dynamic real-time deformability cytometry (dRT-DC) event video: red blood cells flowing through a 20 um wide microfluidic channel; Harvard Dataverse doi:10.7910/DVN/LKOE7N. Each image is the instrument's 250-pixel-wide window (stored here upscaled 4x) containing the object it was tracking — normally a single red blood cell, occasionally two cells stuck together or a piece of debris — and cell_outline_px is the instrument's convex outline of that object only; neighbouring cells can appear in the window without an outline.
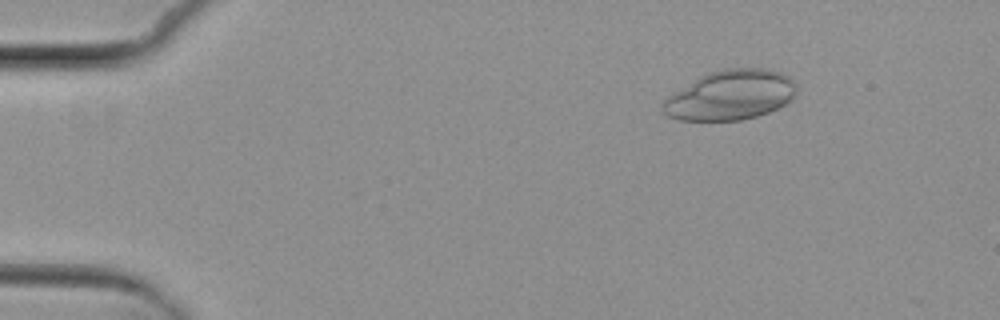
{"species": "common noctule bat (a hibernating species)", "species_latin": "Nyctalus noctula", "temperature_condition": "cold", "stored_images_in_passage": 6, "camera_frame_rate_fps": 3000, "um_per_image_px": 0.085, "animal": {"sex": "female", "body_mass_g": 29.2, "forearm_length_mm": 56.3}, "frame": {"image": 1, "passage_image": 3, "time_ms": 2.333, "image_size_px": [1000, 320], "cell_outline_px": [[796, 92], [784, 104], [768, 112], [756, 116], [740, 120], [676, 120], [668, 116], [660, 108], [660, 104], [668, 96], [700, 76], [708, 72], [724, 68], [768, 68], [780, 72], [788, 76], [796, 84]], "centroid_in_image_um": [62.05, 8.08], "position_along_channel_um": 22.9, "area_um2": 38.67}}
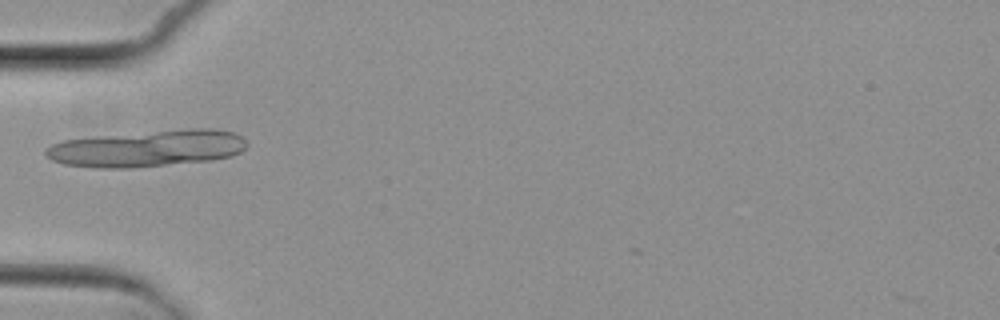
{"frame": {"image": 2, "passage_image": 6, "time_ms": 6.0, "image_size_px": [1000, 320], "cell_outline_px": [[248, 144], [240, 152], [232, 156], [212, 160], [132, 168], [96, 168], [64, 164], [52, 160], [44, 152], [44, 148], [52, 144], [64, 140], [100, 136], [188, 128], [212, 128], [232, 132], [240, 136]], "centroid_in_image_um": [12.52, 12.62], "position_along_channel_um": 72.5, "area_um2": 42.83}}